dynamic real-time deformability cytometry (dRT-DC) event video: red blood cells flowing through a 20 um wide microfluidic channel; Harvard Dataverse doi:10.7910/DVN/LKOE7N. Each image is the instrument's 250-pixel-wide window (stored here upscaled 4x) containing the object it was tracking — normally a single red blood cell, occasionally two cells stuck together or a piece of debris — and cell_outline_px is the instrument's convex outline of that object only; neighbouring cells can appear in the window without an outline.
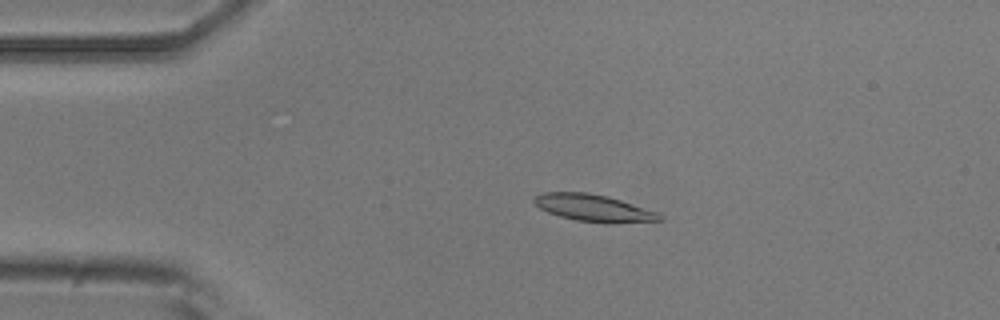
{"species": "common noctule bat (a hibernating species)", "species_latin": "Nyctalus noctula", "temperature_condition": "room temperature", "stored_images_in_passage": 54, "camera_frame_rate_fps": 3000, "um_per_image_px": 0.085, "animal": {"sex": "male", "body_mass_g": 20.5, "forearm_length_mm": 52.5}, "frame": {"image": 1, "passage_image": 11, "time_ms": 3.333, "image_size_px": [1000, 320], "cell_outline_px": [[664, 220], [612, 224], [608, 224], [576, 220], [560, 216], [548, 212], [540, 208], [532, 200], [536, 196], [544, 192], [588, 192], [608, 196], [656, 212], [664, 216]], "centroid_in_image_um": [50.48, 17.69], "position_along_channel_um": 34.5, "area_um2": 19.77}}
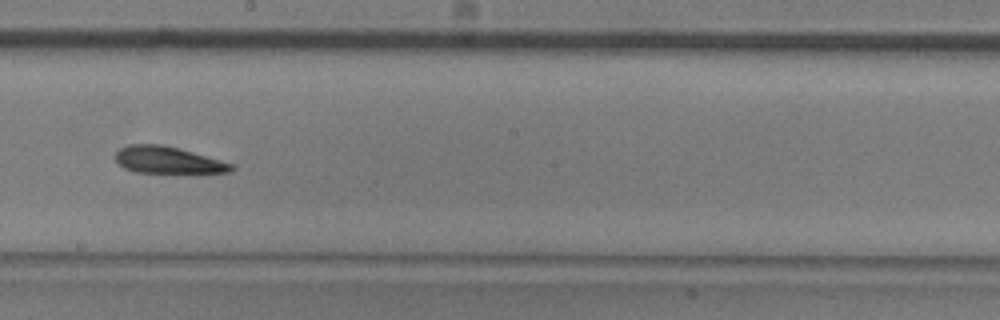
{"frame": {"image": 2, "passage_image": 30, "time_ms": 9.667, "image_size_px": [1000, 320], "cell_outline_px": [[236, 168], [232, 172], [136, 172], [124, 168], [116, 160], [116, 152], [120, 148], [128, 144], [160, 144], [192, 152], [236, 164]], "centroid_in_image_um": [14.29, 13.6], "position_along_channel_um": 233.9, "area_um2": 17.92}}
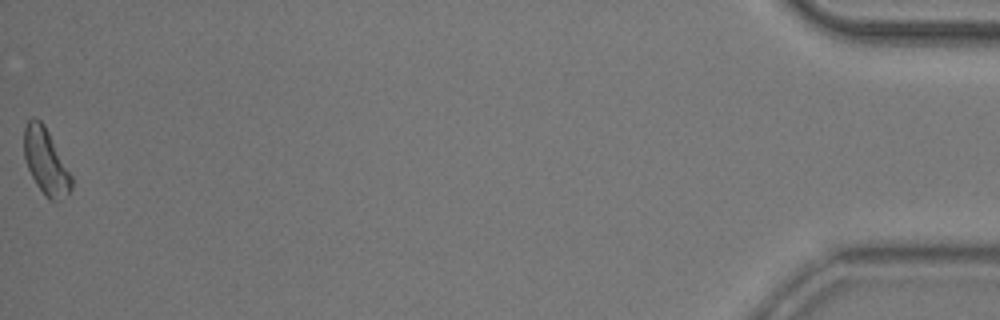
{"frame": {"image": 3, "passage_image": 54, "time_ms": 17.667, "image_size_px": [1000, 320], "cell_outline_px": [[72, 188], [68, 192], [56, 200], [48, 200], [44, 196], [36, 184], [28, 168], [24, 156], [24, 128], [28, 120], [32, 116], [36, 116], [44, 124], [72, 176]], "centroid_in_image_um": [3.87, 13.69], "position_along_channel_um": 431.3, "area_um2": 17.98}, "authors_computed_cell_mechanics": {"area_um2": 18.8139, "velocity_mm_per_s": 3.7177, "shape_relaxation_time_tau1_ms": 9.4301, "shape_relaxation_time_tau2_ms": 6.9152, "deformation_change_tau1": 0.2031, "deformation_change_tau2": 0.1997}}